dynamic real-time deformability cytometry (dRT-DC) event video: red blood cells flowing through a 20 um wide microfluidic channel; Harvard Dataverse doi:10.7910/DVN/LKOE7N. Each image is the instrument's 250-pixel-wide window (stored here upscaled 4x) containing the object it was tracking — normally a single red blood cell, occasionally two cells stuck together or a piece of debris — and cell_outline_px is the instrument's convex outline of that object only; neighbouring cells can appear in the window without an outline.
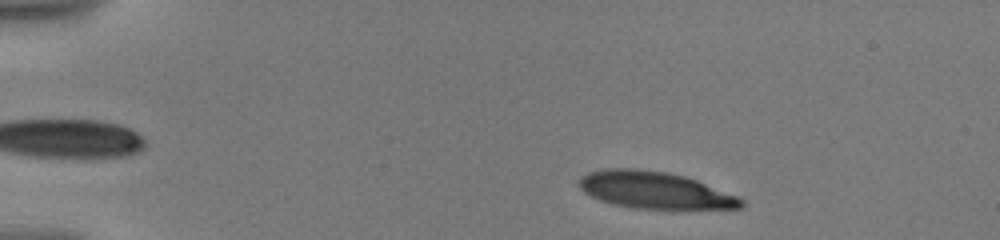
{"species": "human", "species_latin": "Homo sapiens", "temperature_condition": "warm", "stored_images_in_passage": 50, "camera_frame_rate_fps": 3000, "um_per_image_px": 0.085, "donor": {"sex": "male"}, "frame": {"image": 1, "passage_image": 3, "time_ms": 1.0, "image_size_px": [1000, 240], "cell_outline_px": [[744, 204], [740, 208], [636, 208], [612, 204], [600, 200], [584, 192], [580, 188], [580, 176], [588, 172], [608, 168], [636, 168], [668, 172], [684, 176], [696, 180], [740, 196], [744, 200]], "centroid_in_image_um": [55.66, 16.15], "position_along_channel_um": 29.3, "area_um2": 34.68}}
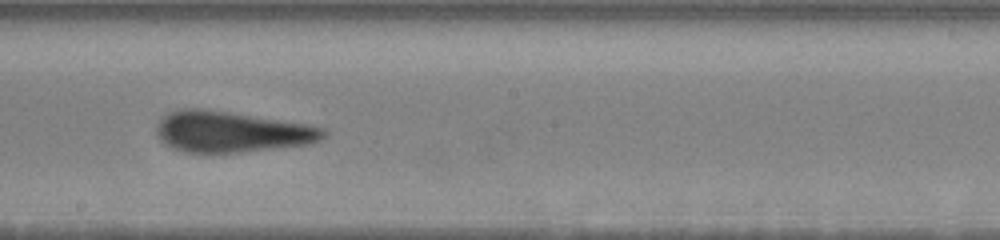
{"frame": {"image": 2, "passage_image": 19, "time_ms": 9.0, "image_size_px": [1000, 240], "cell_outline_px": [[328, 132], [320, 140], [312, 144], [236, 152], [184, 152], [172, 148], [160, 140], [156, 136], [156, 124], [168, 112], [180, 108], [204, 108], [304, 124], [324, 128]], "centroid_in_image_um": [19.62, 11.2], "position_along_channel_um": 228.6, "area_um2": 39.65}}
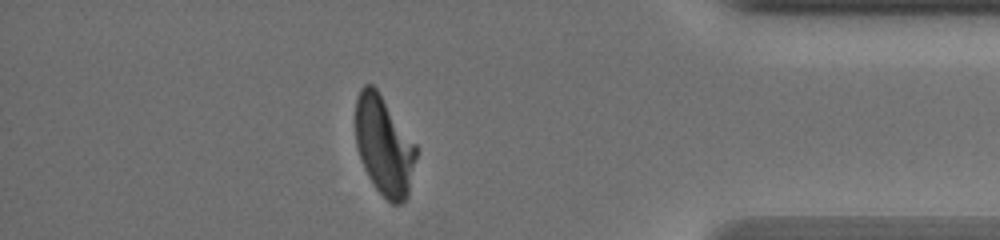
{"frame": {"image": 3, "passage_image": 44, "time_ms": 14.667, "image_size_px": [1000, 240], "cell_outline_px": [[416, 156], [408, 196], [400, 204], [392, 204], [376, 188], [368, 176], [364, 168], [356, 144], [356, 96], [360, 88], [364, 84], [372, 84], [376, 88], [416, 144]], "centroid_in_image_um": [32.63, 12.37], "position_along_channel_um": 402.6, "area_um2": 34.68}, "authors_computed_cell_mechanics": {"area_um2": 37.6856, "velocity_mm_per_s": 3.5338, "shape_relaxation_time_tau1_ms": 6.0813, "shape_relaxation_time_tau2_ms": 1.4447, "deformation_change_tau1": 0.2399, "deformation_change_tau2": 0.1034}}